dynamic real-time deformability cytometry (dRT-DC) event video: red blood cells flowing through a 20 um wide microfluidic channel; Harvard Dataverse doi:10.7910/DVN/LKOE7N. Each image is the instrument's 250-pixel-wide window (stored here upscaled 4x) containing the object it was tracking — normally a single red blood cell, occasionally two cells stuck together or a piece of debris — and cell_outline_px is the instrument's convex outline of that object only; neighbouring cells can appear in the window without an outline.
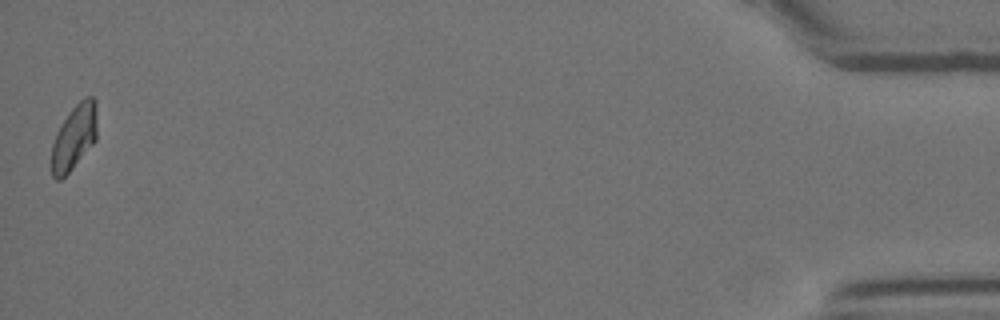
{"species": "Egyptian fruit bat (a non-hibernating species)", "species_latin": "Rousettus aegyptiacus", "temperature_condition": "room temperature", "stored_images_in_passage": 15, "camera_frame_rate_fps": 3000, "um_per_image_px": 0.085, "animal": {"sex": "female"}, "frame": {"image": 1, "passage_image": 15, "time_ms": 4.667, "image_size_px": [1000, 320], "cell_outline_px": [[96, 140], [72, 168], [60, 180], [56, 180], [52, 176], [52, 144], [56, 132], [60, 124], [68, 112], [84, 96], [92, 96], [96, 100]], "centroid_in_image_um": [6.3, 11.62], "position_along_channel_um": 428.9, "area_um2": 17.22}}